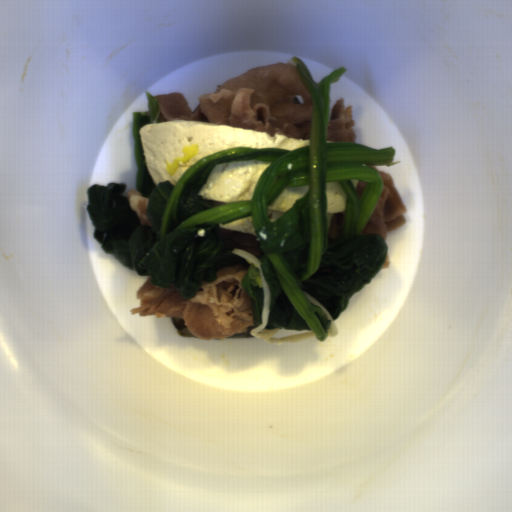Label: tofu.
<instances>
[{
	"label": "tofu",
	"mask_w": 512,
	"mask_h": 512,
	"mask_svg": "<svg viewBox=\"0 0 512 512\" xmlns=\"http://www.w3.org/2000/svg\"><path fill=\"white\" fill-rule=\"evenodd\" d=\"M219 228L248 233L257 237L251 215L227 224L221 223Z\"/></svg>",
	"instance_id": "tofu-5"
},
{
	"label": "tofu",
	"mask_w": 512,
	"mask_h": 512,
	"mask_svg": "<svg viewBox=\"0 0 512 512\" xmlns=\"http://www.w3.org/2000/svg\"><path fill=\"white\" fill-rule=\"evenodd\" d=\"M272 162L254 159L216 164L198 195L212 201L215 206L252 201L259 177Z\"/></svg>",
	"instance_id": "tofu-2"
},
{
	"label": "tofu",
	"mask_w": 512,
	"mask_h": 512,
	"mask_svg": "<svg viewBox=\"0 0 512 512\" xmlns=\"http://www.w3.org/2000/svg\"><path fill=\"white\" fill-rule=\"evenodd\" d=\"M146 167L157 186L169 180L174 186L194 163L232 147L279 148L294 151L310 145V139L291 138L281 133L234 128L224 124L195 121H161L138 129Z\"/></svg>",
	"instance_id": "tofu-1"
},
{
	"label": "tofu",
	"mask_w": 512,
	"mask_h": 512,
	"mask_svg": "<svg viewBox=\"0 0 512 512\" xmlns=\"http://www.w3.org/2000/svg\"><path fill=\"white\" fill-rule=\"evenodd\" d=\"M327 209L326 213H341L346 211L348 195L340 182H326Z\"/></svg>",
	"instance_id": "tofu-4"
},
{
	"label": "tofu",
	"mask_w": 512,
	"mask_h": 512,
	"mask_svg": "<svg viewBox=\"0 0 512 512\" xmlns=\"http://www.w3.org/2000/svg\"><path fill=\"white\" fill-rule=\"evenodd\" d=\"M309 189V185L287 186L267 208L269 211L286 213L294 207L297 199L307 194Z\"/></svg>",
	"instance_id": "tofu-3"
}]
</instances>
